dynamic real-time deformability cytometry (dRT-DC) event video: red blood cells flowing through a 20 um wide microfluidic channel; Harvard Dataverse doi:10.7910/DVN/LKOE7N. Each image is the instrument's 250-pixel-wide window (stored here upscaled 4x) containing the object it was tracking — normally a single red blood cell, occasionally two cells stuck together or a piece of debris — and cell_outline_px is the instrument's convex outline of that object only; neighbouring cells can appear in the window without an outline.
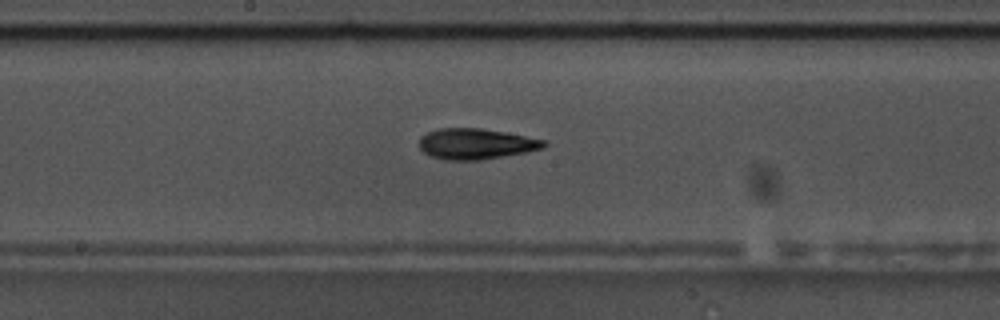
{"species": "common noctule bat (a hibernating species)", "species_latin": "Nyctalus noctula", "temperature_condition": "warm", "stored_images_in_passage": 51, "camera_frame_rate_fps": 3000, "um_per_image_px": 0.085, "animal": {"sex": "male", "body_mass_g": 17.5, "forearm_length_mm": 52.3}, "frame": {"image": 1, "passage_image": 30, "time_ms": 9.667, "image_size_px": [1000, 320], "cell_outline_px": [[548, 144], [544, 148], [524, 152], [480, 160], [444, 160], [432, 156], [424, 152], [420, 148], [420, 136], [428, 132], [440, 128], [480, 128], [504, 132], [548, 140]], "centroid_in_image_um": [40.47, 12.22], "position_along_channel_um": 207.7, "area_um2": 22.25}, "authors_computed_cell_mechanics": {"area_um2": 21.1548, "velocity_mm_per_s": 3.6378, "shape_relaxation_time_tau1_ms": 3.6306, "shape_relaxation_time_tau2_ms": 3.7211, "deformation_change_tau1": 0.1708, "deformation_change_tau2": 0.1294}}